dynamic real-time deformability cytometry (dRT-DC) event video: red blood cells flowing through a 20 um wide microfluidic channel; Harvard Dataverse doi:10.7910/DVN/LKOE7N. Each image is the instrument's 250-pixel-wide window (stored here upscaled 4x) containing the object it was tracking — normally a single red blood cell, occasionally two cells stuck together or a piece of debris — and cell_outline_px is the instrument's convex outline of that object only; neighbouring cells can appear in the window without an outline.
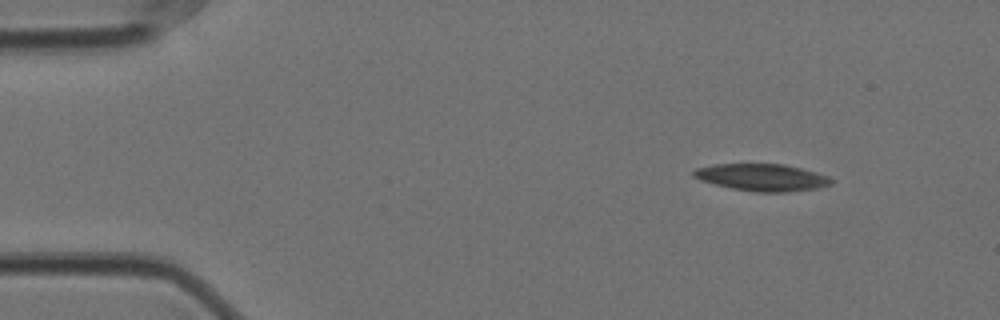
{"species": "Egyptian fruit bat (a non-hibernating species)", "species_latin": "Rousettus aegyptiacus", "temperature_condition": "cold", "stored_images_in_passage": 54, "camera_frame_rate_fps": 3000, "um_per_image_px": 0.085, "animal": {"sex": "female"}, "frame": {"image": 1, "passage_image": 1, "time_ms": 0.0, "image_size_px": [1000, 320], "cell_outline_px": [[832, 184], [820, 188], [788, 192], [752, 192], [732, 188], [700, 180], [692, 176], [692, 172], [696, 168], [716, 164], [784, 164], [816, 172], [828, 176], [832, 180]], "centroid_in_image_um": [64.78, 15.08], "position_along_channel_um": 20.2, "area_um2": 21.73}}
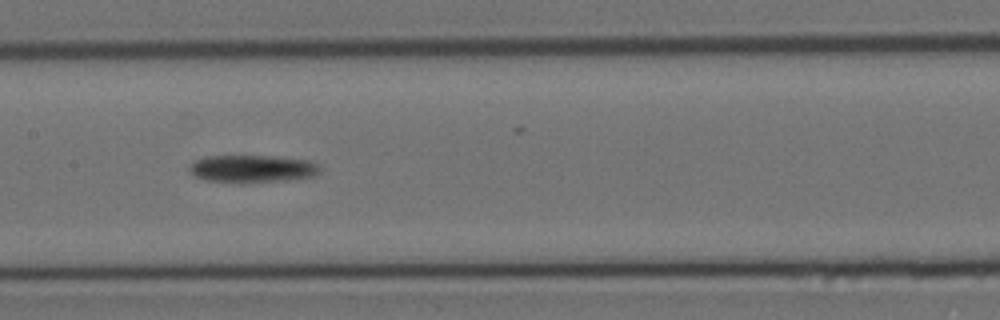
{"frame": {"image": 2, "passage_image": 23, "time_ms": 7.333, "image_size_px": [1000, 320], "cell_outline_px": [[320, 172], [316, 176], [284, 180], [240, 184], [204, 180], [196, 176], [188, 168], [192, 160], [204, 156], [272, 156], [308, 160], [320, 164]], "centroid_in_image_um": [21.43, 14.35], "position_along_channel_um": 186.0, "area_um2": 21.39}}
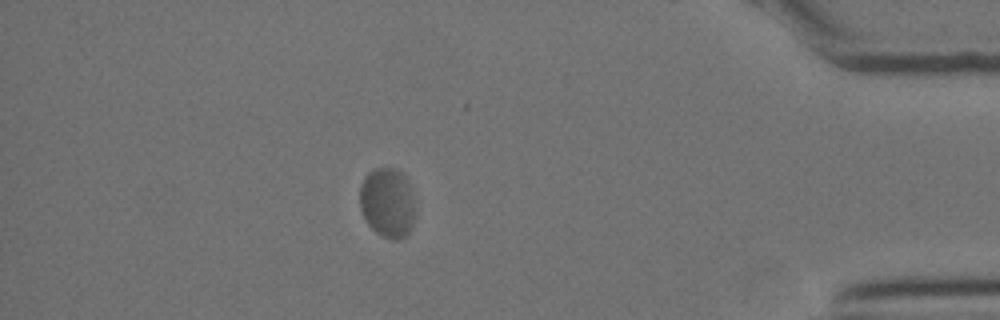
{"frame": {"image": 3, "passage_image": 46, "time_ms": 15.0, "image_size_px": [1000, 320], "cell_outline_px": [[416, 212], [412, 228], [404, 236], [396, 240], [392, 240], [376, 232], [368, 224], [360, 208], [360, 184], [364, 176], [372, 168], [396, 168], [404, 172], [408, 180], [416, 208]], "centroid_in_image_um": [32.95, 17.19], "position_along_channel_um": 402.2, "area_um2": 23.0}, "authors_computed_cell_mechanics": {"area_um2": 21.964, "velocity_mm_per_s": 3.402, "shape_relaxation_time_tau1_ms": null, "shape_relaxation_time_tau2_ms": 1.8479, "deformation_change_tau1": null, "deformation_change_tau2": 0.0322}}